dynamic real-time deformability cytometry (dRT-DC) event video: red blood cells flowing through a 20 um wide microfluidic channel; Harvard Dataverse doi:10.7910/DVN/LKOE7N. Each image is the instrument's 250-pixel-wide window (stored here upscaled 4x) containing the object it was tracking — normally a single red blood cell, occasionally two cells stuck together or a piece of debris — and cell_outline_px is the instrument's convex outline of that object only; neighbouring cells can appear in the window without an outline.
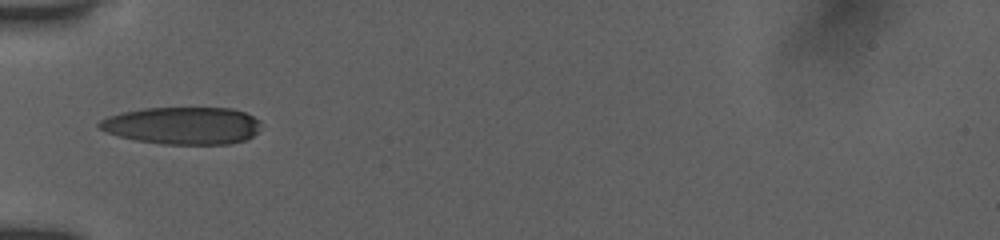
{"species": "human", "species_latin": "Homo sapiens", "temperature_condition": "room temperature", "stored_images_in_passage": 30, "camera_frame_rate_fps": 3000, "um_per_image_px": 0.085, "donor": {"sex": "female"}, "frame": {"image": 1, "passage_image": 1, "time_ms": 0.0, "image_size_px": [1000, 240], "cell_outline_px": [[260, 124], [256, 132], [252, 136], [244, 140], [228, 144], [164, 144], [136, 140], [120, 136], [108, 132], [100, 128], [96, 124], [100, 120], [108, 116], [124, 112], [144, 108], [232, 108], [244, 112], [260, 120]], "centroid_in_image_um": [15.52, 10.67], "position_along_channel_um": 69.5, "area_um2": 34.97}}
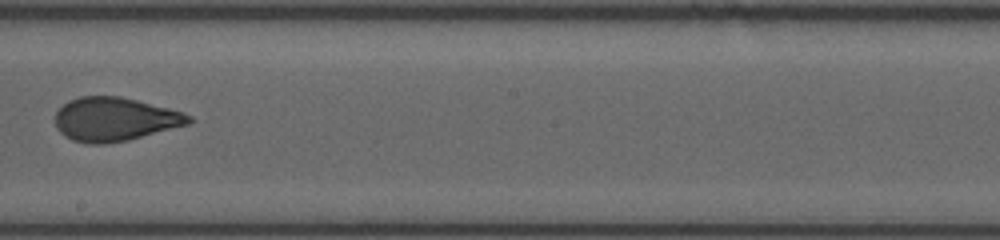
{"frame": {"image": 2, "passage_image": 12, "time_ms": 3.667, "image_size_px": [1000, 240], "cell_outline_px": [[192, 120], [188, 124], [128, 140], [104, 144], [88, 144], [72, 140], [64, 136], [56, 128], [56, 112], [68, 100], [80, 96], [120, 96], [184, 112], [192, 116]], "centroid_in_image_um": [9.73, 10.14], "position_along_channel_um": 238.5, "area_um2": 33.93}}
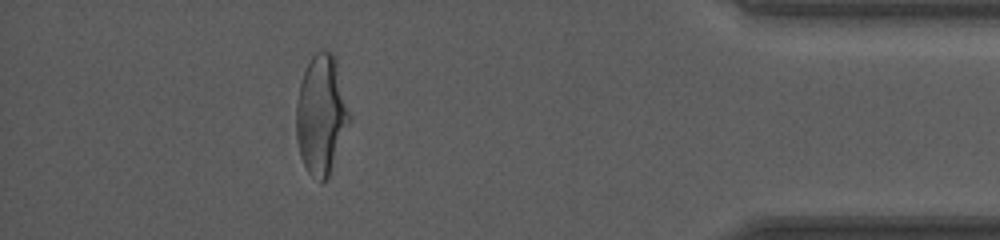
{"frame": {"image": 3, "passage_image": 26, "time_ms": 8.333, "image_size_px": [1000, 240], "cell_outline_px": [[352, 116], [328, 176], [320, 184], [308, 172], [300, 156], [296, 140], [296, 104], [300, 84], [304, 72], [312, 56], [316, 52], [332, 52], [336, 60]], "centroid_in_image_um": [27.31, 9.77], "position_along_channel_um": 407.9, "area_um2": 36.88}, "authors_computed_cell_mechanics": {"area_um2": 34.6222, "velocity_mm_per_s": 3.9551, "shape_relaxation_time_tau1_ms": 5.832, "shape_relaxation_time_tau2_ms": 1.0078, "deformation_change_tau1": 0.2227, "deformation_change_tau2": 0.0756}}